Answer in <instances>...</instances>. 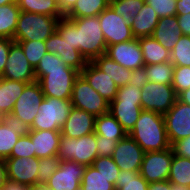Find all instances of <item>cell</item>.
<instances>
[{
  "label": "cell",
  "mask_w": 190,
  "mask_h": 190,
  "mask_svg": "<svg viewBox=\"0 0 190 190\" xmlns=\"http://www.w3.org/2000/svg\"><path fill=\"white\" fill-rule=\"evenodd\" d=\"M149 80L147 78L145 68L132 70V74L128 84L134 85L135 88L142 89V87L148 83Z\"/></svg>",
  "instance_id": "c3c4849f"
},
{
  "label": "cell",
  "mask_w": 190,
  "mask_h": 190,
  "mask_svg": "<svg viewBox=\"0 0 190 190\" xmlns=\"http://www.w3.org/2000/svg\"><path fill=\"white\" fill-rule=\"evenodd\" d=\"M171 190H190V186L171 183Z\"/></svg>",
  "instance_id": "91938a15"
},
{
  "label": "cell",
  "mask_w": 190,
  "mask_h": 190,
  "mask_svg": "<svg viewBox=\"0 0 190 190\" xmlns=\"http://www.w3.org/2000/svg\"><path fill=\"white\" fill-rule=\"evenodd\" d=\"M1 77L25 83L36 81L34 69L27 60L23 49L16 42L9 49L7 64Z\"/></svg>",
  "instance_id": "9a60e30c"
},
{
  "label": "cell",
  "mask_w": 190,
  "mask_h": 190,
  "mask_svg": "<svg viewBox=\"0 0 190 190\" xmlns=\"http://www.w3.org/2000/svg\"><path fill=\"white\" fill-rule=\"evenodd\" d=\"M60 18L20 11L14 41H46L55 31Z\"/></svg>",
  "instance_id": "277c9868"
},
{
  "label": "cell",
  "mask_w": 190,
  "mask_h": 190,
  "mask_svg": "<svg viewBox=\"0 0 190 190\" xmlns=\"http://www.w3.org/2000/svg\"><path fill=\"white\" fill-rule=\"evenodd\" d=\"M80 187L82 190H115L110 180L93 166H86Z\"/></svg>",
  "instance_id": "d6a6232c"
},
{
  "label": "cell",
  "mask_w": 190,
  "mask_h": 190,
  "mask_svg": "<svg viewBox=\"0 0 190 190\" xmlns=\"http://www.w3.org/2000/svg\"><path fill=\"white\" fill-rule=\"evenodd\" d=\"M95 134L112 140H121L127 135L122 125L108 112L95 119Z\"/></svg>",
  "instance_id": "f1b7e54d"
},
{
  "label": "cell",
  "mask_w": 190,
  "mask_h": 190,
  "mask_svg": "<svg viewBox=\"0 0 190 190\" xmlns=\"http://www.w3.org/2000/svg\"><path fill=\"white\" fill-rule=\"evenodd\" d=\"M173 155L172 147L161 151L145 152L140 175L148 183L168 180Z\"/></svg>",
  "instance_id": "30bf717a"
},
{
  "label": "cell",
  "mask_w": 190,
  "mask_h": 190,
  "mask_svg": "<svg viewBox=\"0 0 190 190\" xmlns=\"http://www.w3.org/2000/svg\"><path fill=\"white\" fill-rule=\"evenodd\" d=\"M3 118H4V117L0 114V122L3 120Z\"/></svg>",
  "instance_id": "6125c7cd"
},
{
  "label": "cell",
  "mask_w": 190,
  "mask_h": 190,
  "mask_svg": "<svg viewBox=\"0 0 190 190\" xmlns=\"http://www.w3.org/2000/svg\"><path fill=\"white\" fill-rule=\"evenodd\" d=\"M98 19L107 47L135 38L131 25L121 15H117L110 6L98 15Z\"/></svg>",
  "instance_id": "8fae6325"
},
{
  "label": "cell",
  "mask_w": 190,
  "mask_h": 190,
  "mask_svg": "<svg viewBox=\"0 0 190 190\" xmlns=\"http://www.w3.org/2000/svg\"><path fill=\"white\" fill-rule=\"evenodd\" d=\"M27 187L28 186L24 184H20L18 182H14L8 179L5 182V185L2 187V190H27Z\"/></svg>",
  "instance_id": "db71d44e"
},
{
  "label": "cell",
  "mask_w": 190,
  "mask_h": 190,
  "mask_svg": "<svg viewBox=\"0 0 190 190\" xmlns=\"http://www.w3.org/2000/svg\"><path fill=\"white\" fill-rule=\"evenodd\" d=\"M18 43L33 69H35L41 58L47 53L44 41H20Z\"/></svg>",
  "instance_id": "f35d334b"
},
{
  "label": "cell",
  "mask_w": 190,
  "mask_h": 190,
  "mask_svg": "<svg viewBox=\"0 0 190 190\" xmlns=\"http://www.w3.org/2000/svg\"><path fill=\"white\" fill-rule=\"evenodd\" d=\"M159 21L156 12L147 3L140 12L132 19L131 30L133 36L138 39L152 36Z\"/></svg>",
  "instance_id": "d4e9b609"
},
{
  "label": "cell",
  "mask_w": 190,
  "mask_h": 190,
  "mask_svg": "<svg viewBox=\"0 0 190 190\" xmlns=\"http://www.w3.org/2000/svg\"><path fill=\"white\" fill-rule=\"evenodd\" d=\"M175 94L190 88V67L175 66L172 78V84Z\"/></svg>",
  "instance_id": "b9f144b4"
},
{
  "label": "cell",
  "mask_w": 190,
  "mask_h": 190,
  "mask_svg": "<svg viewBox=\"0 0 190 190\" xmlns=\"http://www.w3.org/2000/svg\"><path fill=\"white\" fill-rule=\"evenodd\" d=\"M177 99L171 84L148 82L141 89V107L165 115Z\"/></svg>",
  "instance_id": "9c48e42d"
},
{
  "label": "cell",
  "mask_w": 190,
  "mask_h": 190,
  "mask_svg": "<svg viewBox=\"0 0 190 190\" xmlns=\"http://www.w3.org/2000/svg\"><path fill=\"white\" fill-rule=\"evenodd\" d=\"M77 0H57L61 12L65 15L74 5Z\"/></svg>",
  "instance_id": "11a10c76"
},
{
  "label": "cell",
  "mask_w": 190,
  "mask_h": 190,
  "mask_svg": "<svg viewBox=\"0 0 190 190\" xmlns=\"http://www.w3.org/2000/svg\"><path fill=\"white\" fill-rule=\"evenodd\" d=\"M34 73L44 96L59 99H71L74 81L80 75L79 71L50 52L41 58Z\"/></svg>",
  "instance_id": "7a4b0ae2"
},
{
  "label": "cell",
  "mask_w": 190,
  "mask_h": 190,
  "mask_svg": "<svg viewBox=\"0 0 190 190\" xmlns=\"http://www.w3.org/2000/svg\"><path fill=\"white\" fill-rule=\"evenodd\" d=\"M182 35L177 16L175 15L159 18L158 24L151 37L171 52Z\"/></svg>",
  "instance_id": "7402d4cb"
},
{
  "label": "cell",
  "mask_w": 190,
  "mask_h": 190,
  "mask_svg": "<svg viewBox=\"0 0 190 190\" xmlns=\"http://www.w3.org/2000/svg\"><path fill=\"white\" fill-rule=\"evenodd\" d=\"M148 190H171V183L166 181L149 183Z\"/></svg>",
  "instance_id": "f5cc1de1"
},
{
  "label": "cell",
  "mask_w": 190,
  "mask_h": 190,
  "mask_svg": "<svg viewBox=\"0 0 190 190\" xmlns=\"http://www.w3.org/2000/svg\"><path fill=\"white\" fill-rule=\"evenodd\" d=\"M100 70L106 73L118 87L128 84L132 70L126 69L103 54L92 61Z\"/></svg>",
  "instance_id": "83f0119b"
},
{
  "label": "cell",
  "mask_w": 190,
  "mask_h": 190,
  "mask_svg": "<svg viewBox=\"0 0 190 190\" xmlns=\"http://www.w3.org/2000/svg\"><path fill=\"white\" fill-rule=\"evenodd\" d=\"M33 142L36 158L58 155L61 131L59 130H26Z\"/></svg>",
  "instance_id": "44dd1931"
},
{
  "label": "cell",
  "mask_w": 190,
  "mask_h": 190,
  "mask_svg": "<svg viewBox=\"0 0 190 190\" xmlns=\"http://www.w3.org/2000/svg\"><path fill=\"white\" fill-rule=\"evenodd\" d=\"M11 3H17V0H0V6Z\"/></svg>",
  "instance_id": "94428289"
},
{
  "label": "cell",
  "mask_w": 190,
  "mask_h": 190,
  "mask_svg": "<svg viewBox=\"0 0 190 190\" xmlns=\"http://www.w3.org/2000/svg\"><path fill=\"white\" fill-rule=\"evenodd\" d=\"M5 163L9 180L26 186L38 184V158L9 157Z\"/></svg>",
  "instance_id": "e0dca14e"
},
{
  "label": "cell",
  "mask_w": 190,
  "mask_h": 190,
  "mask_svg": "<svg viewBox=\"0 0 190 190\" xmlns=\"http://www.w3.org/2000/svg\"><path fill=\"white\" fill-rule=\"evenodd\" d=\"M10 157H35V151H33V142L31 140V137L26 132L20 136L17 143L14 145Z\"/></svg>",
  "instance_id": "7bdbcfd3"
},
{
  "label": "cell",
  "mask_w": 190,
  "mask_h": 190,
  "mask_svg": "<svg viewBox=\"0 0 190 190\" xmlns=\"http://www.w3.org/2000/svg\"><path fill=\"white\" fill-rule=\"evenodd\" d=\"M28 83L0 77V114L8 117L18 97Z\"/></svg>",
  "instance_id": "cb8c5ba5"
},
{
  "label": "cell",
  "mask_w": 190,
  "mask_h": 190,
  "mask_svg": "<svg viewBox=\"0 0 190 190\" xmlns=\"http://www.w3.org/2000/svg\"><path fill=\"white\" fill-rule=\"evenodd\" d=\"M20 11L63 18L57 0H17Z\"/></svg>",
  "instance_id": "4dcf8cb0"
},
{
  "label": "cell",
  "mask_w": 190,
  "mask_h": 190,
  "mask_svg": "<svg viewBox=\"0 0 190 190\" xmlns=\"http://www.w3.org/2000/svg\"><path fill=\"white\" fill-rule=\"evenodd\" d=\"M96 117L85 110L72 107L65 124L61 128V135L79 138L95 132Z\"/></svg>",
  "instance_id": "ffe728a7"
},
{
  "label": "cell",
  "mask_w": 190,
  "mask_h": 190,
  "mask_svg": "<svg viewBox=\"0 0 190 190\" xmlns=\"http://www.w3.org/2000/svg\"><path fill=\"white\" fill-rule=\"evenodd\" d=\"M86 166L71 160H61L58 169L45 183L52 190H77Z\"/></svg>",
  "instance_id": "5bb4252c"
},
{
  "label": "cell",
  "mask_w": 190,
  "mask_h": 190,
  "mask_svg": "<svg viewBox=\"0 0 190 190\" xmlns=\"http://www.w3.org/2000/svg\"><path fill=\"white\" fill-rule=\"evenodd\" d=\"M176 16L182 34L190 36V13Z\"/></svg>",
  "instance_id": "f907efd6"
},
{
  "label": "cell",
  "mask_w": 190,
  "mask_h": 190,
  "mask_svg": "<svg viewBox=\"0 0 190 190\" xmlns=\"http://www.w3.org/2000/svg\"><path fill=\"white\" fill-rule=\"evenodd\" d=\"M60 159L57 155L52 157L38 158V183L45 184L51 175L58 169Z\"/></svg>",
  "instance_id": "60d3db41"
},
{
  "label": "cell",
  "mask_w": 190,
  "mask_h": 190,
  "mask_svg": "<svg viewBox=\"0 0 190 190\" xmlns=\"http://www.w3.org/2000/svg\"><path fill=\"white\" fill-rule=\"evenodd\" d=\"M106 55L126 69L135 70L145 66L138 39L109 45Z\"/></svg>",
  "instance_id": "2e32d148"
},
{
  "label": "cell",
  "mask_w": 190,
  "mask_h": 190,
  "mask_svg": "<svg viewBox=\"0 0 190 190\" xmlns=\"http://www.w3.org/2000/svg\"><path fill=\"white\" fill-rule=\"evenodd\" d=\"M57 156L60 160H71L84 166H91L97 158L95 132L79 138L61 135Z\"/></svg>",
  "instance_id": "52a82bcc"
},
{
  "label": "cell",
  "mask_w": 190,
  "mask_h": 190,
  "mask_svg": "<svg viewBox=\"0 0 190 190\" xmlns=\"http://www.w3.org/2000/svg\"><path fill=\"white\" fill-rule=\"evenodd\" d=\"M168 181L174 184L190 186V159L173 155Z\"/></svg>",
  "instance_id": "836d02e7"
},
{
  "label": "cell",
  "mask_w": 190,
  "mask_h": 190,
  "mask_svg": "<svg viewBox=\"0 0 190 190\" xmlns=\"http://www.w3.org/2000/svg\"><path fill=\"white\" fill-rule=\"evenodd\" d=\"M163 117L171 145L190 136V105L176 99L174 105Z\"/></svg>",
  "instance_id": "7c38bea8"
},
{
  "label": "cell",
  "mask_w": 190,
  "mask_h": 190,
  "mask_svg": "<svg viewBox=\"0 0 190 190\" xmlns=\"http://www.w3.org/2000/svg\"><path fill=\"white\" fill-rule=\"evenodd\" d=\"M170 61L175 66L190 67V36L182 35L171 51Z\"/></svg>",
  "instance_id": "74e56055"
},
{
  "label": "cell",
  "mask_w": 190,
  "mask_h": 190,
  "mask_svg": "<svg viewBox=\"0 0 190 190\" xmlns=\"http://www.w3.org/2000/svg\"><path fill=\"white\" fill-rule=\"evenodd\" d=\"M110 4L109 0H77L65 14L68 19L100 15Z\"/></svg>",
  "instance_id": "f546056e"
},
{
  "label": "cell",
  "mask_w": 190,
  "mask_h": 190,
  "mask_svg": "<svg viewBox=\"0 0 190 190\" xmlns=\"http://www.w3.org/2000/svg\"><path fill=\"white\" fill-rule=\"evenodd\" d=\"M45 46L47 52L58 55L64 64L79 72H81L87 64L86 59L81 55L80 51L63 40L57 31L45 41Z\"/></svg>",
  "instance_id": "ac0fdd59"
},
{
  "label": "cell",
  "mask_w": 190,
  "mask_h": 190,
  "mask_svg": "<svg viewBox=\"0 0 190 190\" xmlns=\"http://www.w3.org/2000/svg\"><path fill=\"white\" fill-rule=\"evenodd\" d=\"M91 166L97 169L102 175L110 180V183L115 186L120 169L111 156L97 157Z\"/></svg>",
  "instance_id": "ab89813d"
},
{
  "label": "cell",
  "mask_w": 190,
  "mask_h": 190,
  "mask_svg": "<svg viewBox=\"0 0 190 190\" xmlns=\"http://www.w3.org/2000/svg\"><path fill=\"white\" fill-rule=\"evenodd\" d=\"M174 67L171 61L144 66L149 82L159 84H172Z\"/></svg>",
  "instance_id": "d590c367"
},
{
  "label": "cell",
  "mask_w": 190,
  "mask_h": 190,
  "mask_svg": "<svg viewBox=\"0 0 190 190\" xmlns=\"http://www.w3.org/2000/svg\"><path fill=\"white\" fill-rule=\"evenodd\" d=\"M138 42L142 50L145 65L159 64L170 61L171 52L165 49L153 37L138 38Z\"/></svg>",
  "instance_id": "4316f807"
},
{
  "label": "cell",
  "mask_w": 190,
  "mask_h": 190,
  "mask_svg": "<svg viewBox=\"0 0 190 190\" xmlns=\"http://www.w3.org/2000/svg\"><path fill=\"white\" fill-rule=\"evenodd\" d=\"M26 130L17 123L4 117L0 122V159H7L11 155L14 145Z\"/></svg>",
  "instance_id": "484cf974"
},
{
  "label": "cell",
  "mask_w": 190,
  "mask_h": 190,
  "mask_svg": "<svg viewBox=\"0 0 190 190\" xmlns=\"http://www.w3.org/2000/svg\"><path fill=\"white\" fill-rule=\"evenodd\" d=\"M56 31L63 40L79 50L87 62L106 54L107 45L98 16L60 18Z\"/></svg>",
  "instance_id": "6da1fadb"
},
{
  "label": "cell",
  "mask_w": 190,
  "mask_h": 190,
  "mask_svg": "<svg viewBox=\"0 0 190 190\" xmlns=\"http://www.w3.org/2000/svg\"><path fill=\"white\" fill-rule=\"evenodd\" d=\"M145 3L151 6L159 18L176 15L177 0H145Z\"/></svg>",
  "instance_id": "ee69618b"
},
{
  "label": "cell",
  "mask_w": 190,
  "mask_h": 190,
  "mask_svg": "<svg viewBox=\"0 0 190 190\" xmlns=\"http://www.w3.org/2000/svg\"><path fill=\"white\" fill-rule=\"evenodd\" d=\"M190 13V0H177L176 15Z\"/></svg>",
  "instance_id": "816d5d0a"
},
{
  "label": "cell",
  "mask_w": 190,
  "mask_h": 190,
  "mask_svg": "<svg viewBox=\"0 0 190 190\" xmlns=\"http://www.w3.org/2000/svg\"><path fill=\"white\" fill-rule=\"evenodd\" d=\"M118 141L119 140H110L106 137L96 135L97 157L112 156Z\"/></svg>",
  "instance_id": "bcb514c9"
},
{
  "label": "cell",
  "mask_w": 190,
  "mask_h": 190,
  "mask_svg": "<svg viewBox=\"0 0 190 190\" xmlns=\"http://www.w3.org/2000/svg\"><path fill=\"white\" fill-rule=\"evenodd\" d=\"M142 110L141 102L113 100L109 105V112L122 125L127 134L133 129Z\"/></svg>",
  "instance_id": "603a6c76"
},
{
  "label": "cell",
  "mask_w": 190,
  "mask_h": 190,
  "mask_svg": "<svg viewBox=\"0 0 190 190\" xmlns=\"http://www.w3.org/2000/svg\"><path fill=\"white\" fill-rule=\"evenodd\" d=\"M80 75L109 103L115 99L118 86L113 79L100 70L92 61L87 62Z\"/></svg>",
  "instance_id": "d6986e66"
},
{
  "label": "cell",
  "mask_w": 190,
  "mask_h": 190,
  "mask_svg": "<svg viewBox=\"0 0 190 190\" xmlns=\"http://www.w3.org/2000/svg\"><path fill=\"white\" fill-rule=\"evenodd\" d=\"M15 41L10 38H0V77L4 73L7 64L9 49Z\"/></svg>",
  "instance_id": "7dc6e473"
},
{
  "label": "cell",
  "mask_w": 190,
  "mask_h": 190,
  "mask_svg": "<svg viewBox=\"0 0 190 190\" xmlns=\"http://www.w3.org/2000/svg\"><path fill=\"white\" fill-rule=\"evenodd\" d=\"M70 99L45 96L39 106L38 114L26 130H59L65 124L72 108Z\"/></svg>",
  "instance_id": "5b68a950"
},
{
  "label": "cell",
  "mask_w": 190,
  "mask_h": 190,
  "mask_svg": "<svg viewBox=\"0 0 190 190\" xmlns=\"http://www.w3.org/2000/svg\"><path fill=\"white\" fill-rule=\"evenodd\" d=\"M8 180L7 177V168L4 159H0V188L5 185V182Z\"/></svg>",
  "instance_id": "9f6ffc18"
},
{
  "label": "cell",
  "mask_w": 190,
  "mask_h": 190,
  "mask_svg": "<svg viewBox=\"0 0 190 190\" xmlns=\"http://www.w3.org/2000/svg\"><path fill=\"white\" fill-rule=\"evenodd\" d=\"M115 190H148L149 183L137 171L120 170Z\"/></svg>",
  "instance_id": "e575fe53"
},
{
  "label": "cell",
  "mask_w": 190,
  "mask_h": 190,
  "mask_svg": "<svg viewBox=\"0 0 190 190\" xmlns=\"http://www.w3.org/2000/svg\"><path fill=\"white\" fill-rule=\"evenodd\" d=\"M177 99L185 104L190 105V88L180 92Z\"/></svg>",
  "instance_id": "6f0895ef"
},
{
  "label": "cell",
  "mask_w": 190,
  "mask_h": 190,
  "mask_svg": "<svg viewBox=\"0 0 190 190\" xmlns=\"http://www.w3.org/2000/svg\"><path fill=\"white\" fill-rule=\"evenodd\" d=\"M145 4V0H112L109 6L117 15L131 24L132 19L140 12Z\"/></svg>",
  "instance_id": "8d00e7d4"
},
{
  "label": "cell",
  "mask_w": 190,
  "mask_h": 190,
  "mask_svg": "<svg viewBox=\"0 0 190 190\" xmlns=\"http://www.w3.org/2000/svg\"><path fill=\"white\" fill-rule=\"evenodd\" d=\"M70 101L73 107L85 110L95 117L109 112L110 103L95 91L81 75L74 81Z\"/></svg>",
  "instance_id": "ba28073f"
},
{
  "label": "cell",
  "mask_w": 190,
  "mask_h": 190,
  "mask_svg": "<svg viewBox=\"0 0 190 190\" xmlns=\"http://www.w3.org/2000/svg\"><path fill=\"white\" fill-rule=\"evenodd\" d=\"M144 152L161 151L171 148L163 115L142 110L133 129L128 133Z\"/></svg>",
  "instance_id": "3957f363"
},
{
  "label": "cell",
  "mask_w": 190,
  "mask_h": 190,
  "mask_svg": "<svg viewBox=\"0 0 190 190\" xmlns=\"http://www.w3.org/2000/svg\"><path fill=\"white\" fill-rule=\"evenodd\" d=\"M27 190H52V189H50L46 184L38 183L28 186Z\"/></svg>",
  "instance_id": "680465c9"
},
{
  "label": "cell",
  "mask_w": 190,
  "mask_h": 190,
  "mask_svg": "<svg viewBox=\"0 0 190 190\" xmlns=\"http://www.w3.org/2000/svg\"><path fill=\"white\" fill-rule=\"evenodd\" d=\"M175 155L190 159V136L171 145Z\"/></svg>",
  "instance_id": "681fc988"
},
{
  "label": "cell",
  "mask_w": 190,
  "mask_h": 190,
  "mask_svg": "<svg viewBox=\"0 0 190 190\" xmlns=\"http://www.w3.org/2000/svg\"><path fill=\"white\" fill-rule=\"evenodd\" d=\"M44 97L41 85L38 81L28 83L22 94L16 100L13 110L7 118L25 130L28 129L37 116V111Z\"/></svg>",
  "instance_id": "8992f818"
},
{
  "label": "cell",
  "mask_w": 190,
  "mask_h": 190,
  "mask_svg": "<svg viewBox=\"0 0 190 190\" xmlns=\"http://www.w3.org/2000/svg\"><path fill=\"white\" fill-rule=\"evenodd\" d=\"M114 100L141 102V89L135 88L134 85L130 84L118 87L117 95Z\"/></svg>",
  "instance_id": "f6af8a7d"
},
{
  "label": "cell",
  "mask_w": 190,
  "mask_h": 190,
  "mask_svg": "<svg viewBox=\"0 0 190 190\" xmlns=\"http://www.w3.org/2000/svg\"><path fill=\"white\" fill-rule=\"evenodd\" d=\"M19 14L17 3L0 6V38L14 39Z\"/></svg>",
  "instance_id": "1f68e13d"
},
{
  "label": "cell",
  "mask_w": 190,
  "mask_h": 190,
  "mask_svg": "<svg viewBox=\"0 0 190 190\" xmlns=\"http://www.w3.org/2000/svg\"><path fill=\"white\" fill-rule=\"evenodd\" d=\"M144 154L141 146L127 134L117 142L111 157L120 170L140 172Z\"/></svg>",
  "instance_id": "4fadbf2b"
}]
</instances>
